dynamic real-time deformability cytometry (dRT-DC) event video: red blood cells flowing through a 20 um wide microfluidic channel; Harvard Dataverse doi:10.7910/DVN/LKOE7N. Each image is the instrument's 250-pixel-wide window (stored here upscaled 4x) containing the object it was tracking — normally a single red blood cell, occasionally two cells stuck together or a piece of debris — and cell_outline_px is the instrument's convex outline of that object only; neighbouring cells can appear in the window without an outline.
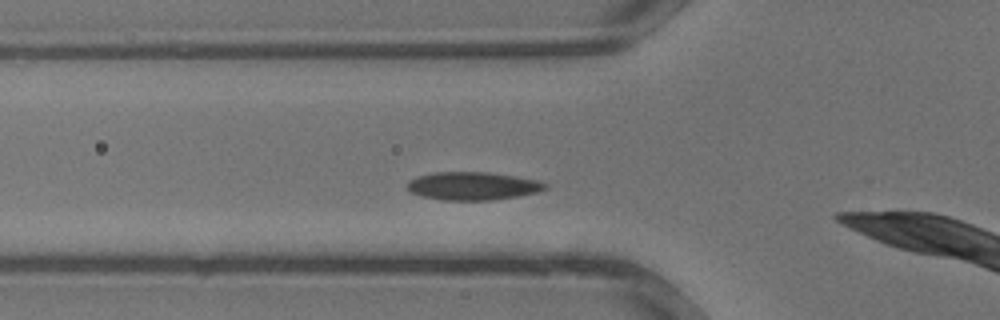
{"species": "common noctule bat (a hibernating species)", "species_latin": "Nyctalus noctula", "temperature_condition": "warm", "stored_images_in_passage": 23, "camera_frame_rate_fps": 3000, "um_per_image_px": 0.085, "animal": {"sex": "male", "body_mass_g": 13.3}, "frame": {"image": 1, "passage_image": 2, "time_ms": 0.333, "image_size_px": [1000, 320], "cell_outline_px": [[548, 188], [536, 192], [516, 196], [492, 200], [444, 200], [420, 196], [412, 192], [408, 188], [408, 180], [416, 176], [436, 172], [488, 172], [516, 176], [536, 180], [548, 184]], "centroid_in_image_um": [40.17, 15.8], "position_along_channel_um": 85.6, "area_um2": 22.48}}
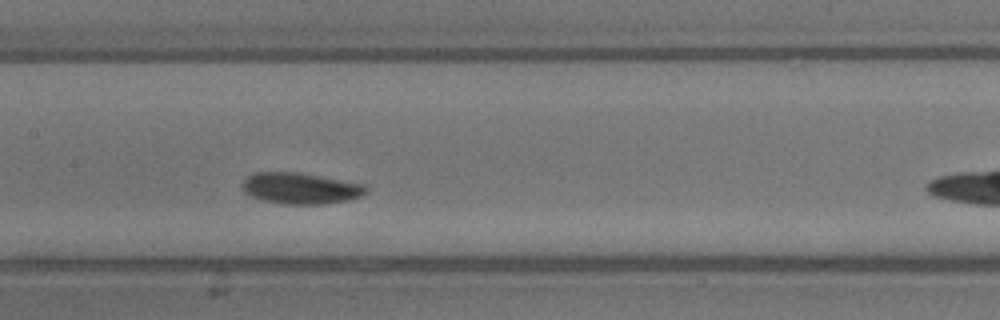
{"frame": {"image": 2, "passage_image": 7, "time_ms": 2.0, "image_size_px": [1000, 320], "cell_outline_px": [[368, 192], [360, 196], [348, 200], [324, 204], [280, 204], [264, 200], [252, 196], [244, 192], [240, 184], [248, 176], [256, 172], [296, 172], [364, 184], [368, 188]], "centroid_in_image_um": [25.53, 16.01], "position_along_channel_um": 181.9, "area_um2": 22.43}}
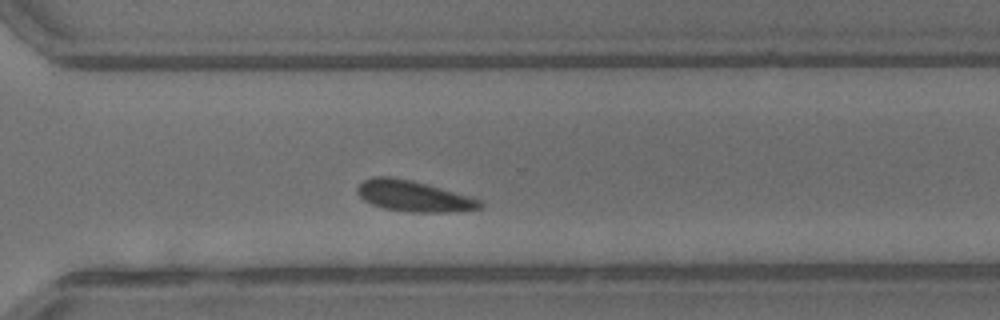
{"frame": {"image": 3, "passage_image": 15, "time_ms": 4.667, "image_size_px": [1000, 320], "cell_outline_px": [[484, 204], [480, 208], [456, 212], [412, 212], [384, 208], [372, 204], [364, 200], [356, 192], [356, 188], [364, 180], [372, 176], [392, 176], [412, 180], [472, 196], [484, 200]], "centroid_in_image_um": [35.2, 16.66], "position_along_channel_um": 335.4, "area_um2": 22.37}}